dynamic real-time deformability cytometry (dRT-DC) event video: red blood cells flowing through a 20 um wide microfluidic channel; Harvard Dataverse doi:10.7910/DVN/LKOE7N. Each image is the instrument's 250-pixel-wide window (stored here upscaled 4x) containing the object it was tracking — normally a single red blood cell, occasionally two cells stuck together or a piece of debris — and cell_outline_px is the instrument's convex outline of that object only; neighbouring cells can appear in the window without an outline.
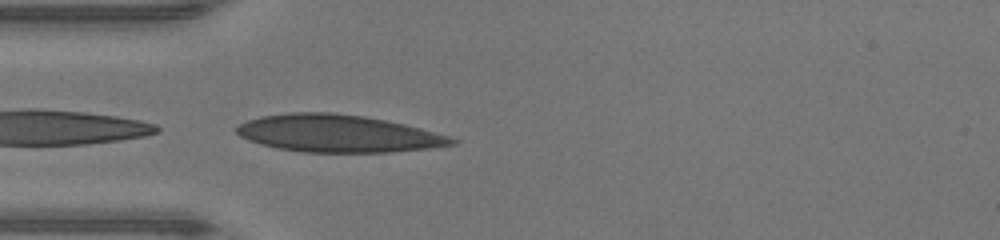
{"species": "human", "species_latin": "Homo sapiens", "temperature_condition": "warm", "stored_images_in_passage": 5, "camera_frame_rate_fps": 3000, "um_per_image_px": 0.085, "donor": {"sex": "male"}, "frame": {"image": 1, "passage_image": 5, "time_ms": 1.333, "image_size_px": [1000, 240], "cell_outline_px": [[460, 140], [456, 144], [428, 148], [392, 152], [300, 152], [276, 148], [260, 144], [248, 140], [240, 136], [236, 132], [236, 128], [240, 124], [248, 120], [260, 116], [292, 112], [332, 112], [364, 116], [404, 124], [420, 128], [448, 136]], "centroid_in_image_um": [28.71, 11.35], "position_along_channel_um": 56.3, "area_um2": 46.82}}